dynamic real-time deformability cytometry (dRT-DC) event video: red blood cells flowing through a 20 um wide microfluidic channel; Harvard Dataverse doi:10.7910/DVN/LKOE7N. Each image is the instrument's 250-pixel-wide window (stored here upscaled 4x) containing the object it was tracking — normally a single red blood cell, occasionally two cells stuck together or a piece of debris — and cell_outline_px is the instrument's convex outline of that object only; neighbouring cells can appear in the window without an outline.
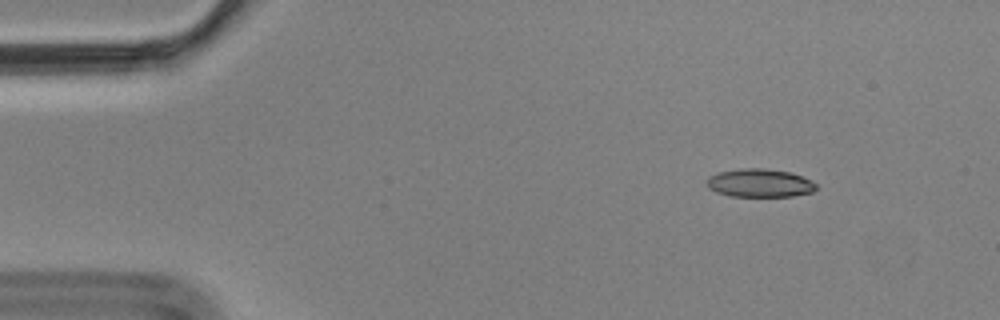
{"species": "Egyptian fruit bat (a non-hibernating species)", "species_latin": "Rousettus aegyptiacus", "temperature_condition": "cold", "stored_images_in_passage": 6, "camera_frame_rate_fps": 3000, "um_per_image_px": 0.085, "animal": {"sex": "male"}, "frame": {"image": 1, "passage_image": 1, "time_ms": 0.0, "image_size_px": [1000, 320], "cell_outline_px": [[816, 188], [812, 192], [792, 196], [728, 196], [716, 192], [708, 188], [708, 176], [716, 172], [740, 168], [764, 168], [792, 172], [812, 180], [816, 184]], "centroid_in_image_um": [64.57, 15.54], "position_along_channel_um": 20.4, "area_um2": 18.21}}